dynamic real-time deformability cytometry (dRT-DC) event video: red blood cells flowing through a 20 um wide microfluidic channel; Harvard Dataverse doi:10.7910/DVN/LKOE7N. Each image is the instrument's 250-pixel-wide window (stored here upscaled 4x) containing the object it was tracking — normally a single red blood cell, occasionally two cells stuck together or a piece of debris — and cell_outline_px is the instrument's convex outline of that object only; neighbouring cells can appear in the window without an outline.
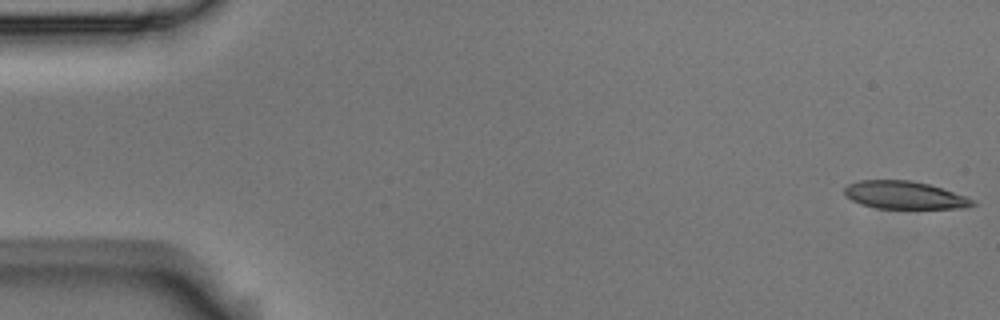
{"species": "Egyptian fruit bat (a non-hibernating species)", "species_latin": "Rousettus aegyptiacus", "temperature_condition": "room temperature", "stored_images_in_passage": 6, "camera_frame_rate_fps": 3000, "um_per_image_px": 0.085, "animal": {"sex": "male"}, "frame": {"image": 1, "passage_image": 1, "time_ms": 0.0, "image_size_px": [1000, 320], "cell_outline_px": [[976, 204], [968, 208], [876, 208], [860, 204], [844, 196], [844, 188], [848, 184], [860, 180], [912, 180], [928, 184], [976, 200]], "centroid_in_image_um": [76.85, 16.59], "position_along_channel_um": 8.1, "area_um2": 20.69}}
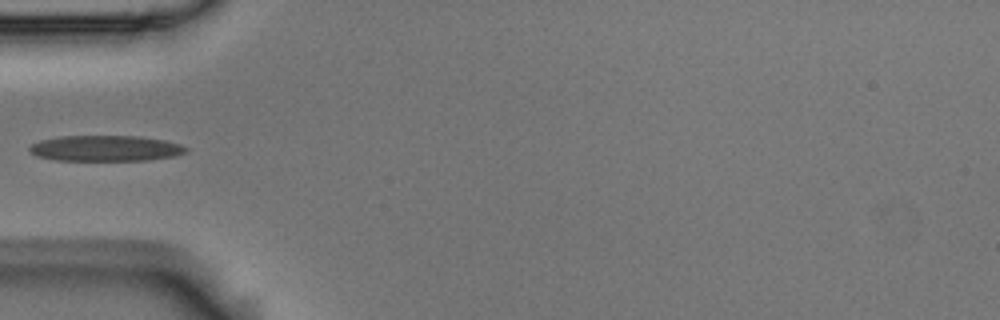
{"frame": {"image": 2, "passage_image": 5, "time_ms": 1.333, "image_size_px": [1000, 320], "cell_outline_px": [[188, 152], [176, 156], [148, 160], [56, 160], [36, 156], [28, 148], [32, 144], [40, 140], [60, 136], [140, 136], [164, 140], [180, 144], [188, 148]], "centroid_in_image_um": [9.0, 12.6], "position_along_channel_um": 76.0, "area_um2": 23.52}}
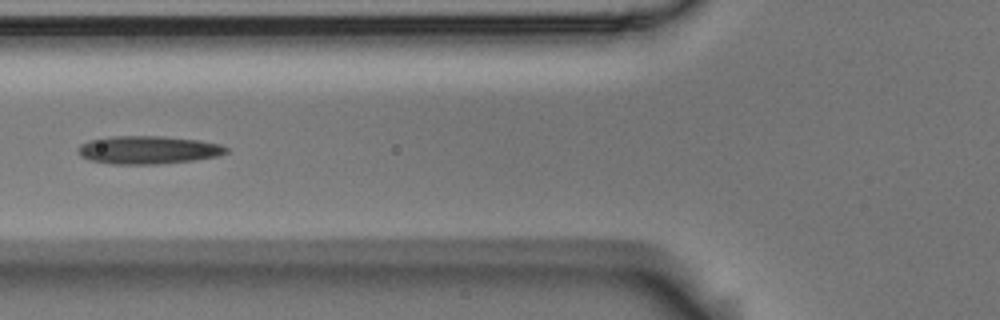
{"frame": {"image": 3, "passage_image": 6, "time_ms": 1.667, "image_size_px": [1000, 320], "cell_outline_px": [[228, 152], [220, 156], [192, 160], [156, 164], [112, 164], [88, 160], [80, 156], [76, 148], [80, 144], [88, 140], [112, 136], [164, 136], [200, 140], [220, 144], [228, 148]], "centroid_in_image_um": [12.57, 12.74], "position_along_channel_um": 113.2, "area_um2": 24.45}}